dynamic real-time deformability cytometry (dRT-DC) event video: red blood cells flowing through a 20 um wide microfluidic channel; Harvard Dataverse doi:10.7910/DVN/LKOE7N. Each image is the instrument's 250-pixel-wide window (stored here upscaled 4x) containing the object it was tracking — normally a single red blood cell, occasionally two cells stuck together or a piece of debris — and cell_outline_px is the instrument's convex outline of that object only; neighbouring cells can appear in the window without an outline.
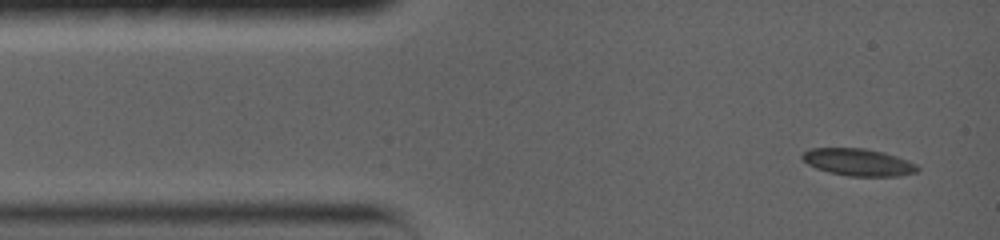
{"species": "common noctule bat (a hibernating species)", "species_latin": "Nyctalus noctula", "temperature_condition": "warm", "stored_images_in_passage": 28, "camera_frame_rate_fps": 5000, "um_per_image_px": 0.085, "animal": {"sex": "female", "body_mass_g": 19.0, "forearm_length_mm": 56.7}, "frame": {"image": 1, "passage_image": 1, "time_ms": 0.0, "image_size_px": [1000, 240], "cell_outline_px": [[920, 168], [916, 172], [900, 176], [848, 176], [828, 172], [816, 168], [808, 164], [800, 156], [804, 152], [812, 148], [864, 148], [884, 152], [908, 160], [916, 164]], "centroid_in_image_um": [72.97, 13.79], "position_along_channel_um": 12.0, "area_um2": 18.26}}
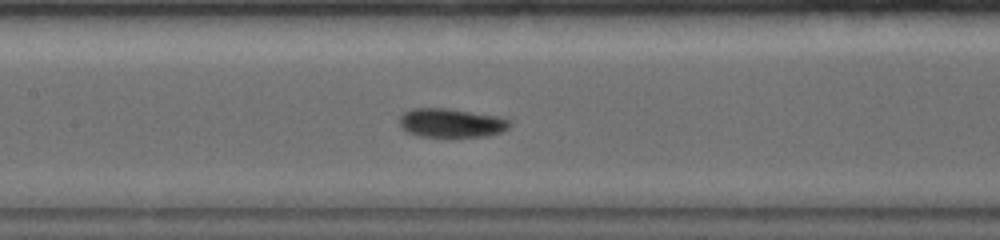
{"frame": {"image": 2, "passage_image": 16, "time_ms": 6.0, "image_size_px": [1000, 240], "cell_outline_px": [[512, 124], [508, 128], [500, 132], [484, 136], [452, 140], [420, 136], [408, 132], [400, 128], [400, 116], [404, 112], [412, 108], [448, 108], [496, 116], [508, 120]], "centroid_in_image_um": [38.32, 10.5], "position_along_channel_um": 169.1, "area_um2": 19.25}}
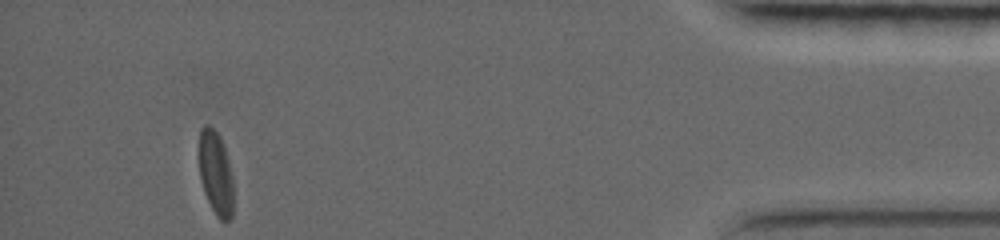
{"frame": {"image": 3, "passage_image": 28, "time_ms": 15.0, "image_size_px": [1000, 240], "cell_outline_px": [[232, 220], [224, 224], [216, 216], [204, 192], [200, 180], [200, 128], [204, 124], [208, 124], [220, 136], [224, 144], [232, 176]], "centroid_in_image_um": [18.35, 14.75], "position_along_channel_um": 416.9, "area_um2": 16.82}, "authors_computed_cell_mechanics": {"area_um2": 18.2359, "velocity_mm_per_s": 3.591, "shape_relaxation_time_tau1_ms": 4.0037, "shape_relaxation_time_tau2_ms": 1.7893, "deformation_change_tau1": 0.1303, "deformation_change_tau2": 0.0436}}